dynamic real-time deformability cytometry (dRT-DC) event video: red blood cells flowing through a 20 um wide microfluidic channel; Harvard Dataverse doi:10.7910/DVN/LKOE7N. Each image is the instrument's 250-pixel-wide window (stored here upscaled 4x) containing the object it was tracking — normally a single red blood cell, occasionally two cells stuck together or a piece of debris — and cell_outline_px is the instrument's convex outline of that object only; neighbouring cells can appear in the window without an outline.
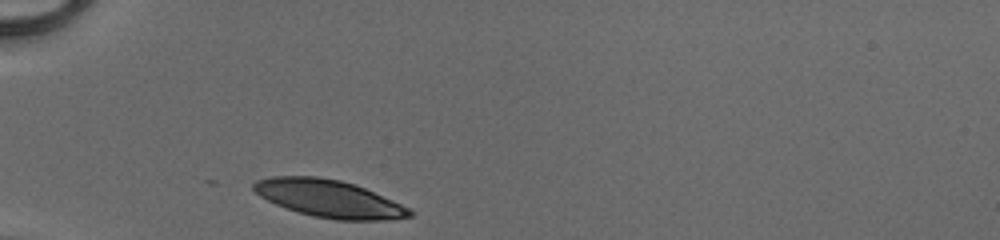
{"species": "human", "species_latin": "Homo sapiens", "temperature_condition": "cold", "stored_images_in_passage": 27, "camera_frame_rate_fps": 3000, "um_per_image_px": 0.085, "donor": {"sex": "male"}, "frame": {"image": 1, "passage_image": 1, "time_ms": 0.0, "image_size_px": [1000, 240], "cell_outline_px": [[412, 216], [388, 220], [336, 220], [312, 216], [276, 204], [260, 196], [252, 188], [252, 184], [256, 180], [272, 176], [316, 176], [340, 180], [364, 188], [400, 204], [408, 208], [412, 212]], "centroid_in_image_um": [27.93, 16.88], "position_along_channel_um": 57.1, "area_um2": 33.58}}
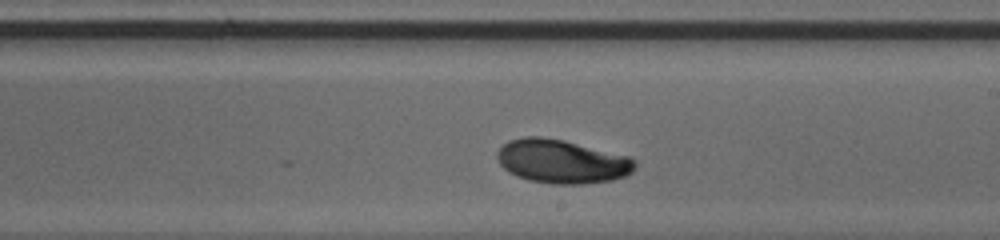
{"frame": {"image": 2, "passage_image": 16, "time_ms": 5.0, "image_size_px": [1000, 240], "cell_outline_px": [[636, 168], [632, 172], [624, 176], [612, 180], [580, 184], [552, 184], [528, 180], [516, 176], [508, 172], [500, 164], [496, 156], [496, 152], [508, 140], [524, 136], [540, 136], [564, 140], [628, 156], [636, 160]], "centroid_in_image_um": [47.74, 13.72], "position_along_channel_um": 241.3, "area_um2": 35.26}}
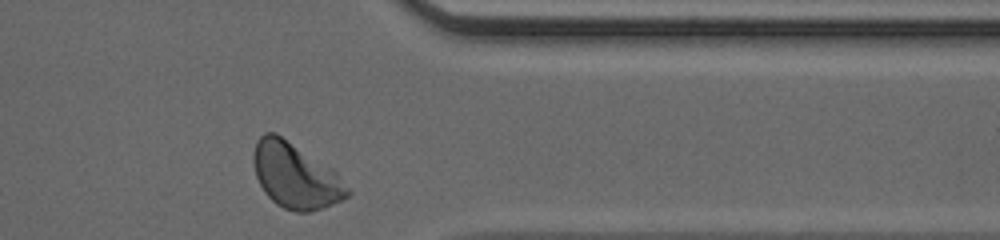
{"frame": {"image": 3, "passage_image": 27, "time_ms": 8.667, "image_size_px": [1000, 240], "cell_outline_px": [[352, 192], [348, 196], [332, 204], [308, 212], [296, 212], [284, 208], [276, 204], [264, 192], [256, 176], [252, 160], [252, 156], [256, 140], [264, 132], [276, 132], [332, 168], [340, 176]], "centroid_in_image_um": [25.09, 14.91], "position_along_channel_um": 386.3, "area_um2": 35.78}, "authors_computed_cell_mechanics": {"area_um2": 34.68, "velocity_mm_per_s": 4.0634, "shape_relaxation_time_tau1_ms": 1.8747, "shape_relaxation_time_tau2_ms": null, "deformation_change_tau1": 0.106, "deformation_change_tau2": null}}